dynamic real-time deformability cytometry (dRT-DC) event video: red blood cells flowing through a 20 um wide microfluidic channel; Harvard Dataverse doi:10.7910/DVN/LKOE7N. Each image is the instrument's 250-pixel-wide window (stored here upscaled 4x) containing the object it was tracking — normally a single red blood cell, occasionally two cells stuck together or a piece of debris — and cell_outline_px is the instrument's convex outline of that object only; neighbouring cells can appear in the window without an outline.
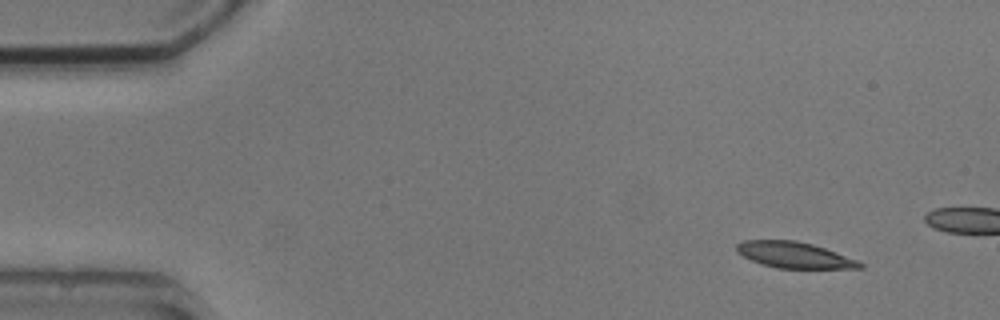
{"species": "common noctule bat (a hibernating species)", "species_latin": "Nyctalus noctula", "temperature_condition": "cold", "stored_images_in_passage": 4, "camera_frame_rate_fps": 3000, "um_per_image_px": 0.085, "animal": {"sex": "male", "body_mass_g": 20.5, "forearm_length_mm": 52.5}, "frame": {"image": 1, "passage_image": 1, "time_ms": 0.0, "image_size_px": [1000, 320], "cell_outline_px": [[864, 268], [776, 268], [760, 264], [736, 252], [736, 244], [744, 240], [796, 240], [812, 244], [836, 252], [856, 260], [864, 264]], "centroid_in_image_um": [67.48, 21.67], "position_along_channel_um": 17.5, "area_um2": 18.61}}